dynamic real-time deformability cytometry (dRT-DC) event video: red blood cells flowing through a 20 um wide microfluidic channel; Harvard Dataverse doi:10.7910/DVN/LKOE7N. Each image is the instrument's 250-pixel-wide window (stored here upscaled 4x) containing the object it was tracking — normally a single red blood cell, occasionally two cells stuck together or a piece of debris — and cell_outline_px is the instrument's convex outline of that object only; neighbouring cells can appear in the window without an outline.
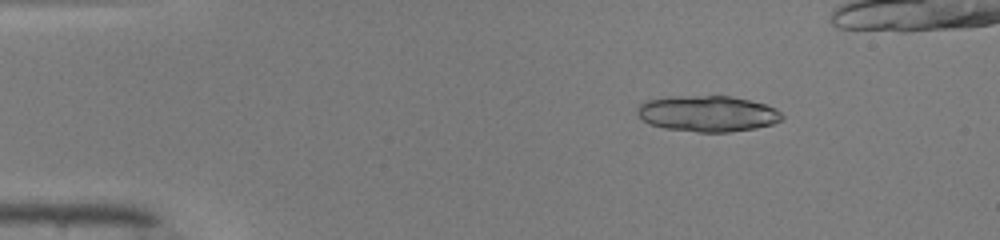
{"species": "common noctule bat (a hibernating species)", "species_latin": "Nyctalus noctula", "temperature_condition": "warm", "stored_images_in_passage": 17, "camera_frame_rate_fps": 3000, "um_per_image_px": 0.085, "animal": {"sex": "male", "body_mass_g": 19.0, "forearm_length_mm": 50.8}, "frame": {"image": 1, "passage_image": 8, "time_ms": 2.333, "image_size_px": [1000, 240], "cell_outline_px": [[784, 116], [780, 120], [772, 124], [756, 128], [728, 132], [696, 132], [664, 128], [648, 124], [636, 112], [636, 108], [644, 100], [668, 96], [728, 96], [748, 100], [764, 104], [776, 108]], "centroid_in_image_um": [60.1, 9.66], "position_along_channel_um": 24.9, "area_um2": 30.46}}